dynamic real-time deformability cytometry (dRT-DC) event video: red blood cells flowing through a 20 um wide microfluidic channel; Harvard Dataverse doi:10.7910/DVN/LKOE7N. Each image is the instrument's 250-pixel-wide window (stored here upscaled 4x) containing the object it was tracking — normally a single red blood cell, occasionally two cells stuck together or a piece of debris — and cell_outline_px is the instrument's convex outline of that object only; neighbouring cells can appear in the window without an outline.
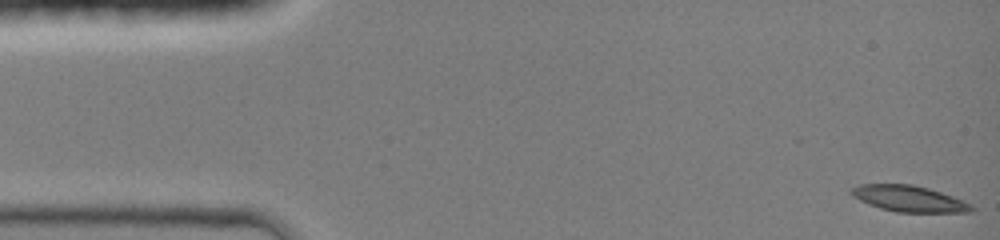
{"species": "common noctule bat (a hibernating species)", "species_latin": "Nyctalus noctula", "temperature_condition": "room temperature", "stored_images_in_passage": 10, "camera_frame_rate_fps": 3000, "um_per_image_px": 0.085, "animal": {"sex": "female", "body_mass_g": 19.0, "forearm_length_mm": 51.5}, "frame": {"image": 1, "passage_image": 1, "time_ms": 0.0, "image_size_px": [1000, 240], "cell_outline_px": [[976, 212], [896, 212], [880, 208], [868, 204], [852, 196], [848, 192], [852, 188], [860, 184], [912, 184], [928, 188], [952, 196], [972, 204], [976, 208]], "centroid_in_image_um": [77.28, 16.89], "position_along_channel_um": 7.7, "area_um2": 18.38}}